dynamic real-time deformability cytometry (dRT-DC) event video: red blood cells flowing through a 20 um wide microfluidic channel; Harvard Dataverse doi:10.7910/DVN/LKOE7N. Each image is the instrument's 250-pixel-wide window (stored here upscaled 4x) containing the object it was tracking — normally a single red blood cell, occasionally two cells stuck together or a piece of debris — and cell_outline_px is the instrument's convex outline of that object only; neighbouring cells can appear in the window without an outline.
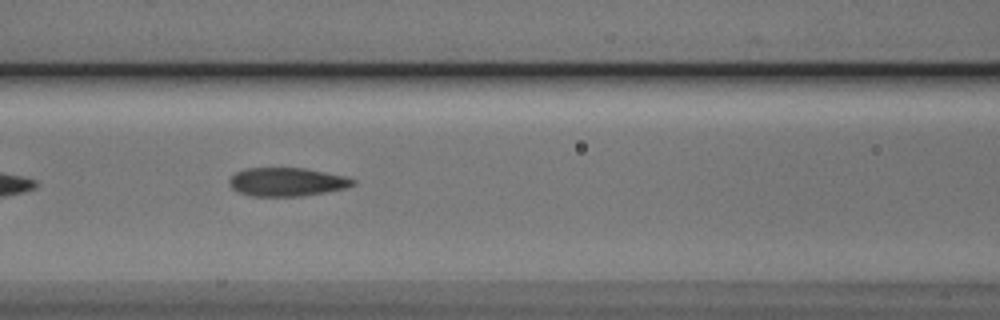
{"species": "Egyptian fruit bat (a non-hibernating species)", "species_latin": "Rousettus aegyptiacus", "temperature_condition": "cold", "stored_images_in_passage": 8, "camera_frame_rate_fps": 3000, "um_per_image_px": 0.085, "animal": {"sex": "male"}, "frame": {"image": 1, "passage_image": 5, "time_ms": 1.333, "image_size_px": [1000, 320], "cell_outline_px": [[356, 184], [344, 188], [324, 192], [300, 196], [252, 196], [240, 192], [232, 188], [228, 184], [228, 180], [236, 172], [244, 168], [304, 168], [344, 176], [356, 180]], "centroid_in_image_um": [24.36, 15.46], "position_along_channel_um": 142.2, "area_um2": 20.4}}
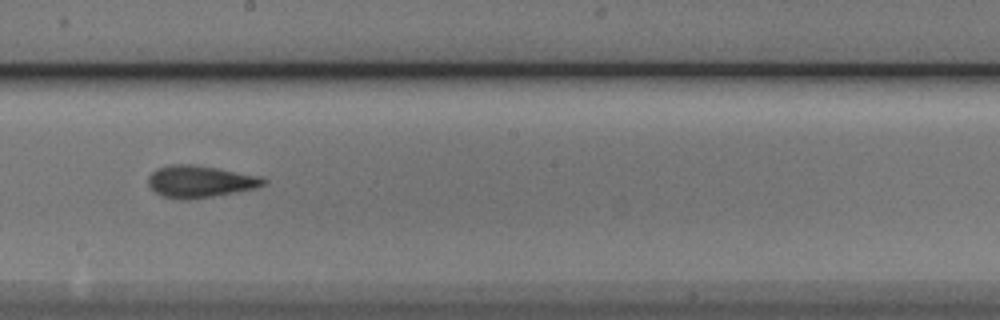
{"frame": {"image": 2, "passage_image": 7, "time_ms": 2.0, "image_size_px": [1000, 320], "cell_outline_px": [[268, 180], [264, 184], [256, 188], [236, 192], [188, 200], [180, 200], [164, 196], [156, 192], [148, 184], [148, 176], [156, 168], [168, 164], [192, 164], [216, 168], [260, 176]], "centroid_in_image_um": [16.98, 15.42], "position_along_channel_um": 231.2, "area_um2": 21.44}}
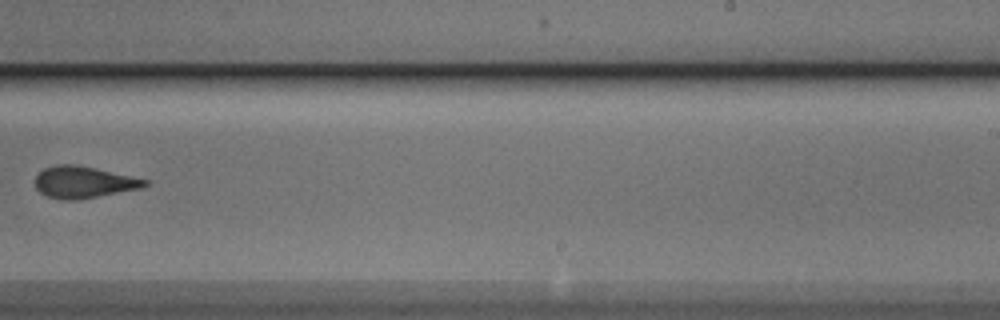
{"frame": {"image": 3, "passage_image": 8, "time_ms": 2.333, "image_size_px": [1000, 320], "cell_outline_px": [[148, 184], [140, 188], [80, 200], [60, 200], [48, 196], [40, 192], [36, 188], [36, 176], [44, 168], [56, 164], [76, 164], [96, 168], [148, 180]], "centroid_in_image_um": [7.08, 15.48], "position_along_channel_um": 281.9, "area_um2": 20.23}}